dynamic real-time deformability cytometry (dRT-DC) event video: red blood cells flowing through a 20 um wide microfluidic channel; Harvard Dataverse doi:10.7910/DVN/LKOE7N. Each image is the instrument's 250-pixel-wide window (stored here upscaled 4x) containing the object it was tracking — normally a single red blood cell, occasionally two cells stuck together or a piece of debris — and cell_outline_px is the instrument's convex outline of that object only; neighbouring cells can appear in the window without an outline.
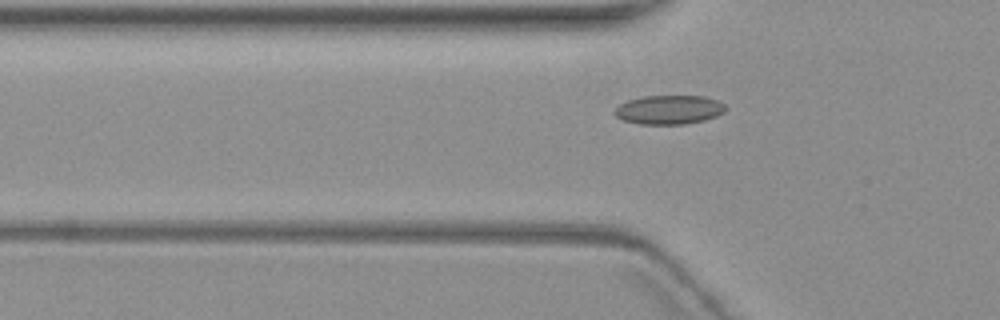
{"species": "common noctule bat (a hibernating species)", "species_latin": "Nyctalus noctula", "temperature_condition": "warm", "stored_images_in_passage": 7, "camera_frame_rate_fps": 3000, "um_per_image_px": 0.085, "animal": {"sex": "female", "body_mass_g": 19.3, "forearm_length_mm": 54.1}, "frame": {"image": 1, "passage_image": 7, "time_ms": 8.333, "image_size_px": [1000, 320], "cell_outline_px": [[728, 108], [724, 112], [716, 116], [704, 120], [684, 124], [640, 124], [624, 120], [616, 116], [612, 112], [620, 104], [628, 100], [644, 96], [704, 96], [720, 100]], "centroid_in_image_um": [56.9, 9.32], "position_along_channel_um": 68.9, "area_um2": 18.84}}